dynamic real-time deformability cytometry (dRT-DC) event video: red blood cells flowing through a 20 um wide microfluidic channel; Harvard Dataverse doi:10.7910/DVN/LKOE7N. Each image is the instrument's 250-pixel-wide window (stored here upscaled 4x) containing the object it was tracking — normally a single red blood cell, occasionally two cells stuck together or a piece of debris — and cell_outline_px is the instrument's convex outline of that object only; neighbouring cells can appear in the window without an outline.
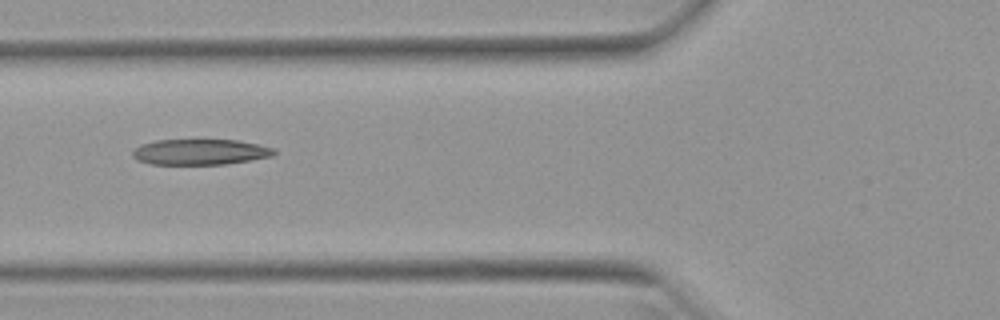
{"species": "Egyptian fruit bat (a non-hibernating species)", "species_latin": "Rousettus aegyptiacus", "temperature_condition": "warm", "stored_images_in_passage": 20, "camera_frame_rate_fps": 3000, "um_per_image_px": 0.085, "animal": {"sex": "female"}, "frame": {"image": 1, "passage_image": 19, "time_ms": 6.0, "image_size_px": [1000, 320], "cell_outline_px": [[276, 152], [272, 156], [252, 160], [224, 164], [152, 164], [136, 160], [132, 156], [132, 152], [140, 144], [156, 140], [240, 140], [260, 144], [276, 148]], "centroid_in_image_um": [17.04, 12.91], "position_along_channel_um": 108.8, "area_um2": 21.33}}